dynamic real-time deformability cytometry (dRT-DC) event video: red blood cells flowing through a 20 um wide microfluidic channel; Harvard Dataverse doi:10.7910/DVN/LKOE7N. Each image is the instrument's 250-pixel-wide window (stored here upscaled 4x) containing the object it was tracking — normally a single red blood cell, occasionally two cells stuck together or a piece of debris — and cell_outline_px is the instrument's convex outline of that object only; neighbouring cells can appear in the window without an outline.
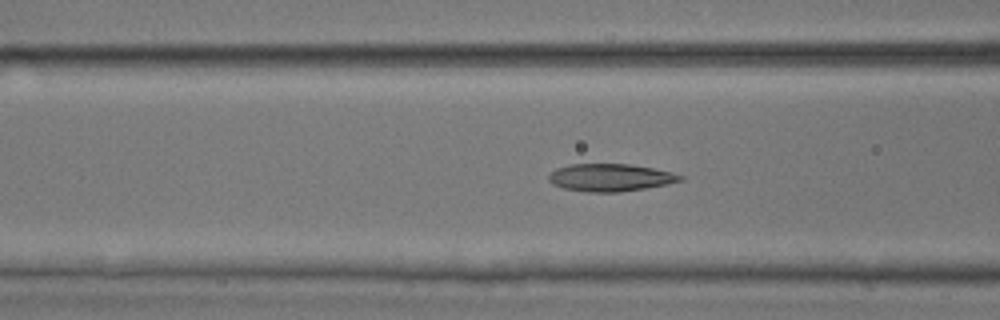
{"species": "common noctule bat (a hibernating species)", "species_latin": "Nyctalus noctula", "temperature_condition": "room temperature", "stored_images_in_passage": 40, "camera_frame_rate_fps": 3000, "um_per_image_px": 0.085, "animal": {"sex": "male", "body_mass_g": 17.9, "forearm_length_mm": 54.2}, "frame": {"image": 1, "passage_image": 19, "time_ms": 6.0, "image_size_px": [1000, 320], "cell_outline_px": [[684, 180], [668, 184], [620, 192], [588, 192], [564, 188], [552, 184], [548, 180], [548, 176], [556, 168], [568, 164], [628, 164], [652, 168], [672, 172], [684, 176]], "centroid_in_image_um": [51.88, 15.09], "position_along_channel_um": 114.7, "area_um2": 21.1}}
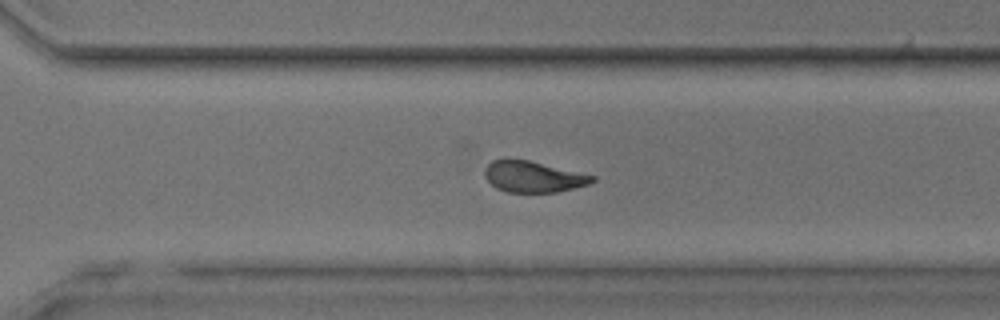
{"frame": {"image": 2, "passage_image": 34, "time_ms": 11.0, "image_size_px": [1000, 320], "cell_outline_px": [[596, 180], [588, 184], [556, 192], [508, 192], [496, 188], [484, 176], [484, 168], [492, 160], [528, 160], [596, 176]], "centroid_in_image_um": [45.31, 15.03], "position_along_channel_um": 325.3, "area_um2": 19.19}}
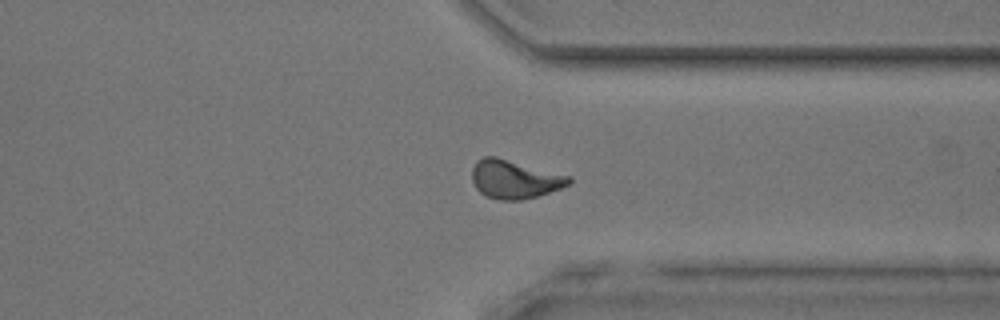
{"frame": {"image": 3, "passage_image": 37, "time_ms": 12.0, "image_size_px": [1000, 320], "cell_outline_px": [[572, 180], [568, 184], [560, 188], [536, 196], [520, 200], [500, 200], [484, 196], [476, 188], [472, 180], [472, 168], [476, 160], [484, 156], [496, 156], [572, 176]], "centroid_in_image_um": [43.71, 15.22], "position_along_channel_um": 367.7, "area_um2": 21.85}}